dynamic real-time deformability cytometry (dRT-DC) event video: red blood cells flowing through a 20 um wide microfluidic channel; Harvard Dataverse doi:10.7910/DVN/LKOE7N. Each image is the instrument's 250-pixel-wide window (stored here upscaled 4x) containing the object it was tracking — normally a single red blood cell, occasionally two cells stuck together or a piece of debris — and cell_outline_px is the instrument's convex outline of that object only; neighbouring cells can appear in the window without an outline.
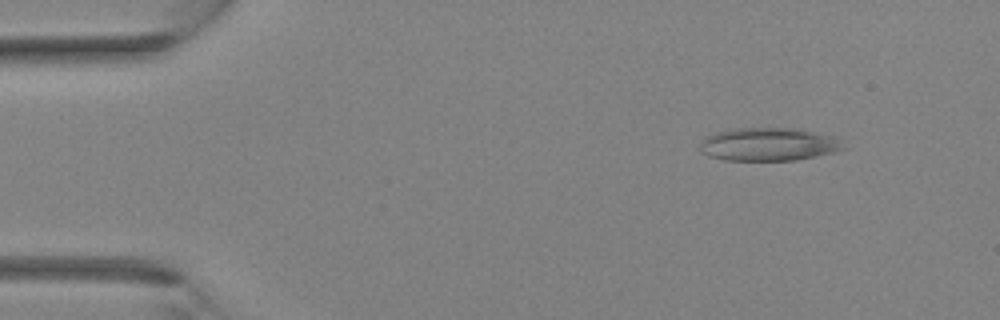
{"species": "Egyptian fruit bat (a non-hibernating species)", "species_latin": "Rousettus aegyptiacus", "temperature_condition": "room temperature", "stored_images_in_passage": 33, "camera_frame_rate_fps": 3000, "um_per_image_px": 0.085, "animal": {"sex": "female"}, "frame": {"image": 1, "passage_image": 2, "time_ms": 0.333, "image_size_px": [1000, 320], "cell_outline_px": [[848, 148], [836, 152], [796, 160], [724, 160], [708, 156], [700, 148], [700, 140], [704, 136], [716, 132], [736, 128], [792, 128], [832, 136]], "centroid_in_image_um": [65.3, 12.27], "position_along_channel_um": 19.7, "area_um2": 27.63}}
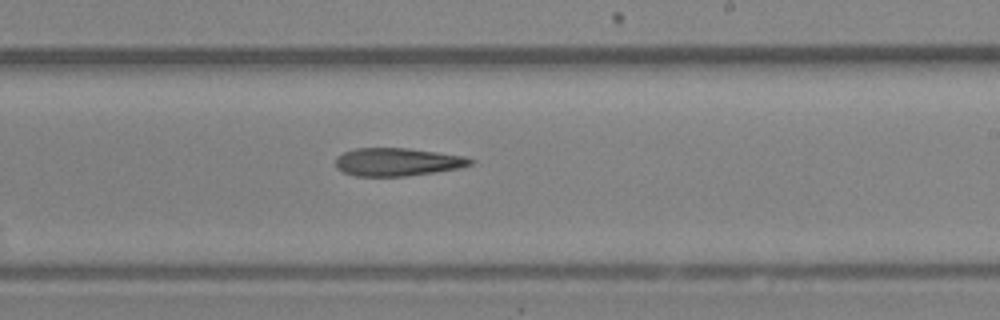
{"frame": {"image": 2, "passage_image": 19, "time_ms": 6.0, "image_size_px": [1000, 320], "cell_outline_px": [[476, 160], [472, 164], [460, 168], [436, 172], [404, 176], [356, 176], [344, 172], [336, 168], [336, 156], [344, 152], [356, 148], [404, 148], [436, 152], [464, 156]], "centroid_in_image_um": [33.78, 13.77], "position_along_channel_um": 255.2, "area_um2": 21.96}}
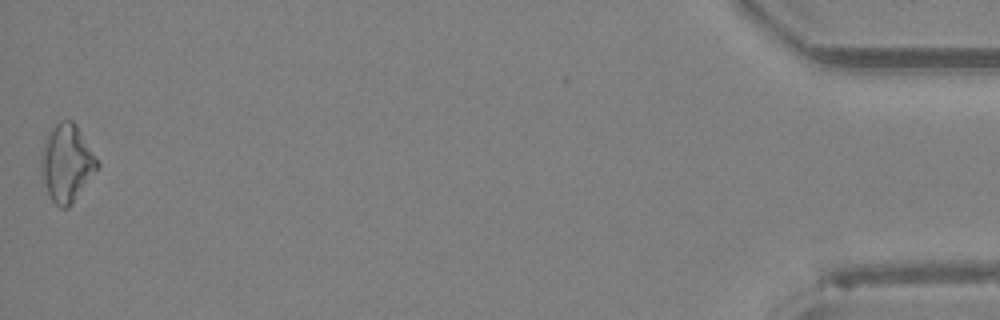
{"frame": {"image": 3, "passage_image": 33, "time_ms": 10.667, "image_size_px": [1000, 320], "cell_outline_px": [[100, 164], [72, 204], [68, 208], [60, 208], [52, 200], [44, 184], [40, 172], [40, 152], [44, 136], [60, 120], [72, 120], [76, 124]], "centroid_in_image_um": [5.62, 13.84], "position_along_channel_um": 429.6, "area_um2": 25.37}}